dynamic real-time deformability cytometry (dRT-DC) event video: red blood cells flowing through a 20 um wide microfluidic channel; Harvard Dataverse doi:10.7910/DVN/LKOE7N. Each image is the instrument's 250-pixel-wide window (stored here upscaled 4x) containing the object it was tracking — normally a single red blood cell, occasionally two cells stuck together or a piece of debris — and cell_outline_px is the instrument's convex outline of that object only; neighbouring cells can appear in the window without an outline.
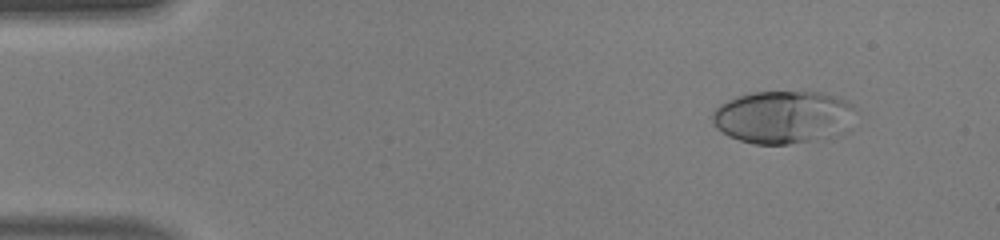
{"species": "human", "species_latin": "Homo sapiens", "temperature_condition": "warm", "stored_images_in_passage": 49, "camera_frame_rate_fps": 3000, "um_per_image_px": 0.085, "donor": {"sex": "male"}, "frame": {"image": 1, "passage_image": 5, "time_ms": 1.333, "image_size_px": [1000, 240], "cell_outline_px": [[856, 108], [840, 132], [832, 136], [788, 144], [756, 144], [740, 140], [728, 136], [716, 128], [712, 120], [712, 112], [720, 104], [736, 96], [752, 92], [820, 92], [844, 100], [852, 104]], "centroid_in_image_um": [66.47, 9.94], "position_along_channel_um": 18.5, "area_um2": 43.35}}
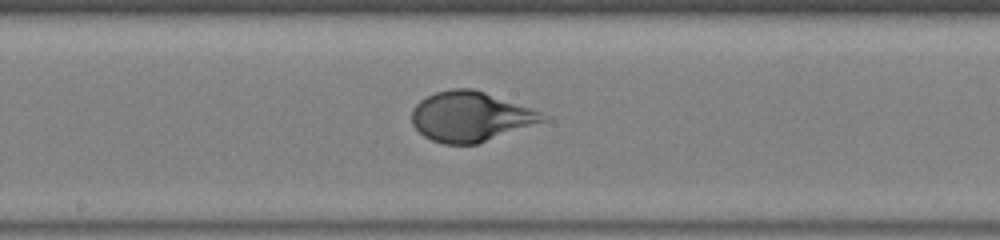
{"frame": {"image": 2, "passage_image": 26, "time_ms": 8.333, "image_size_px": [1000, 240], "cell_outline_px": [[552, 116], [548, 120], [476, 144], [444, 144], [432, 140], [424, 136], [412, 124], [412, 108], [420, 100], [436, 92], [452, 88], [472, 88], [532, 108]], "centroid_in_image_um": [40.02, 9.9], "position_along_channel_um": 208.2, "area_um2": 38.03}}
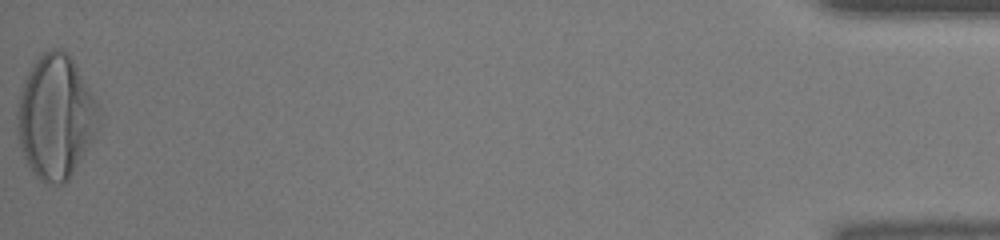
{"frame": {"image": 3, "passage_image": 49, "time_ms": 16.0, "image_size_px": [1000, 240], "cell_outline_px": [[100, 124], [80, 160], [68, 180], [64, 184], [48, 184], [40, 180], [32, 172], [24, 156], [20, 144], [16, 128], [16, 112], [24, 80], [32, 64], [44, 52], [52, 48], [60, 48], [68, 52], [76, 64], [100, 108]], "centroid_in_image_um": [4.73, 9.92], "position_along_channel_um": 430.5, "area_um2": 58.67}, "authors_computed_cell_mechanics": {"area_um2": 39.2462, "velocity_mm_per_s": 4.1751, "shape_relaxation_time_tau1_ms": 3.9205, "shape_relaxation_time_tau2_ms": null, "deformation_change_tau1": 0.254, "deformation_change_tau2": null}}